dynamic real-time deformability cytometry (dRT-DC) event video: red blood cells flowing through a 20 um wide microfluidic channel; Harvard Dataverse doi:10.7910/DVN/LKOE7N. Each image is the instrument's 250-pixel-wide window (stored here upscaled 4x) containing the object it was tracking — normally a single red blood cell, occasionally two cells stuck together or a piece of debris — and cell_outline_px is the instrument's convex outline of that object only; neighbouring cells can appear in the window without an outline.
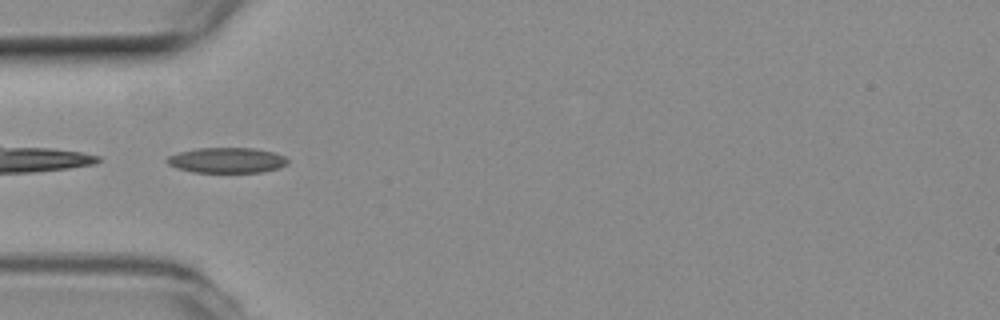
{"species": "common noctule bat (a hibernating species)", "species_latin": "Nyctalus noctula", "temperature_condition": "room temperature", "stored_images_in_passage": 37, "camera_frame_rate_fps": 3000, "um_per_image_px": 0.085, "animal": {"sex": "female", "body_mass_g": 19.3, "forearm_length_mm": 54.1}, "frame": {"image": 1, "passage_image": 1, "time_ms": 0.0, "image_size_px": [1000, 320], "cell_outline_px": [[288, 164], [280, 168], [264, 172], [192, 172], [176, 168], [168, 164], [164, 160], [168, 156], [180, 152], [196, 148], [252, 148], [272, 152], [284, 156], [288, 160]], "centroid_in_image_um": [19.27, 13.63], "position_along_channel_um": 65.7, "area_um2": 17.92}}
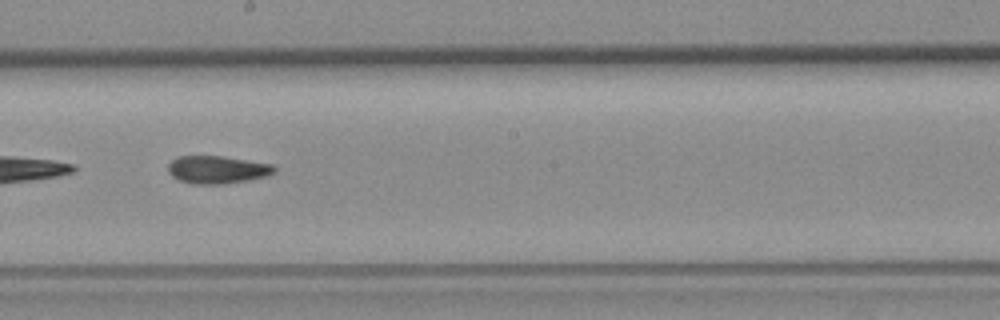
{"frame": {"image": 2, "passage_image": 14, "time_ms": 4.333, "image_size_px": [1000, 320], "cell_outline_px": [[276, 172], [268, 176], [248, 180], [220, 184], [192, 184], [180, 180], [172, 176], [168, 172], [168, 164], [172, 160], [180, 156], [224, 156], [272, 164], [276, 168]], "centroid_in_image_um": [18.49, 14.42], "position_along_channel_um": 229.7, "area_um2": 17.22}}
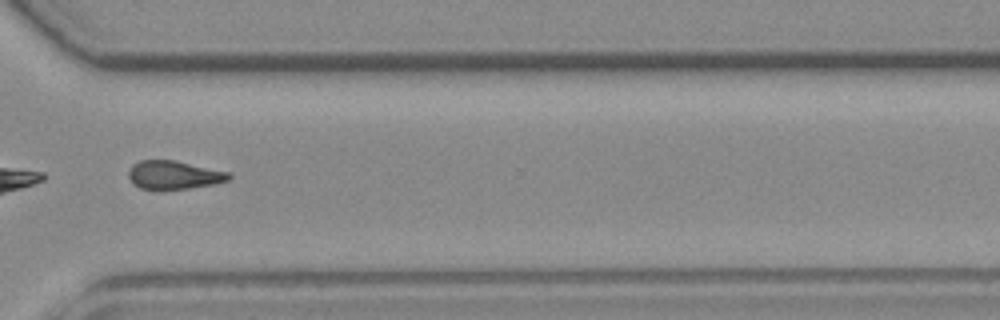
{"frame": {"image": 3, "passage_image": 24, "time_ms": 7.667, "image_size_px": [1000, 320], "cell_outline_px": [[232, 176], [228, 180], [216, 184], [160, 192], [140, 188], [128, 176], [128, 172], [132, 164], [140, 160], [176, 160], [228, 172]], "centroid_in_image_um": [14.76, 14.9], "position_along_channel_um": 355.8, "area_um2": 16.99}, "authors_computed_cell_mechanics": {"area_um2": 16.9932, "velocity_mm_per_s": 3.792, "shape_relaxation_time_tau1_ms": null, "shape_relaxation_time_tau2_ms": 5.8619, "deformation_change_tau1": null, "deformation_change_tau2": 0.1423}}